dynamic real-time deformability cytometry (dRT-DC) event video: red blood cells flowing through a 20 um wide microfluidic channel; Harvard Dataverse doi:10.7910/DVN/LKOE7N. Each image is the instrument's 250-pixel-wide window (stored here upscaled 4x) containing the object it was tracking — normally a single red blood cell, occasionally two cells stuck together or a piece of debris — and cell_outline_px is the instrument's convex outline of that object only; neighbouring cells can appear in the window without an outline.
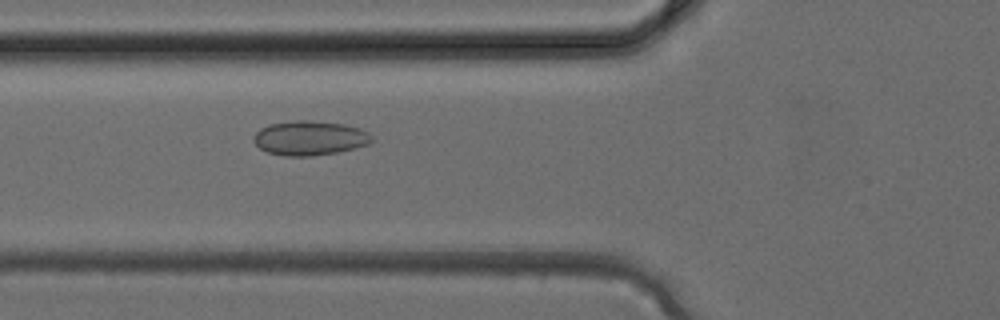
{"species": "common noctule bat (a hibernating species)", "species_latin": "Nyctalus noctula", "temperature_condition": "cold", "stored_images_in_passage": 38, "camera_frame_rate_fps": 3000, "um_per_image_px": 0.085, "animal": {"sex": "female", "body_mass_g": 24.6, "forearm_length_mm": 56.2}, "frame": {"image": 1, "passage_image": 14, "time_ms": 4.333, "image_size_px": [1000, 320], "cell_outline_px": [[372, 140], [368, 144], [336, 152], [312, 156], [284, 156], [268, 152], [260, 148], [252, 140], [252, 136], [260, 128], [268, 124], [296, 120], [308, 120], [344, 124], [360, 128], [368, 132], [372, 136]], "centroid_in_image_um": [26.28, 11.72], "position_along_channel_um": 99.5, "area_um2": 23.7}}
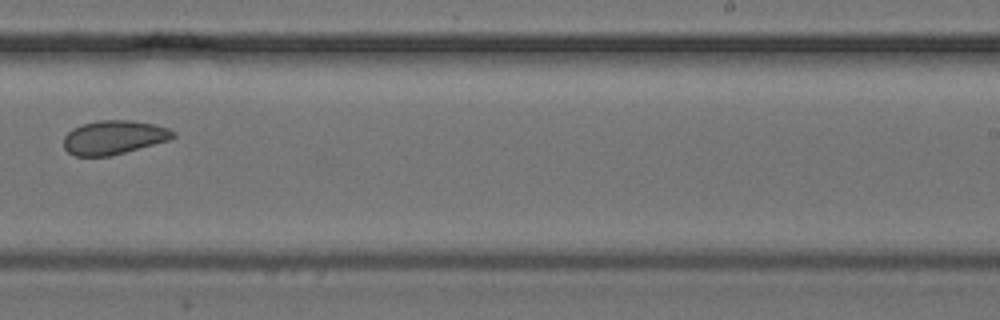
{"frame": {"image": 2, "passage_image": 24, "time_ms": 7.667, "image_size_px": [1000, 320], "cell_outline_px": [[176, 136], [168, 140], [124, 152], [108, 156], [76, 156], [68, 152], [64, 148], [64, 136], [72, 128], [84, 124], [100, 120], [128, 120], [152, 124], [168, 128], [176, 132]], "centroid_in_image_um": [9.66, 11.68], "position_along_channel_um": 279.3, "area_um2": 21.33}}
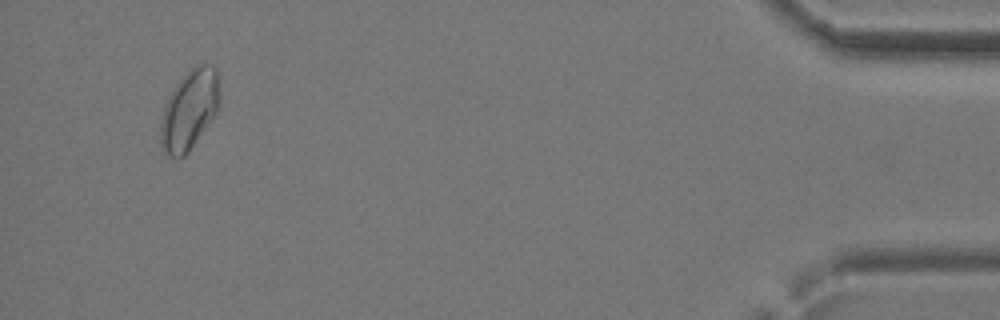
{"frame": {"image": 3, "passage_image": 36, "time_ms": 11.667, "image_size_px": [1000, 320], "cell_outline_px": [[216, 112], [188, 152], [184, 156], [168, 156], [160, 148], [160, 124], [164, 104], [172, 88], [196, 64], [216, 64]], "centroid_in_image_um": [16.02, 9.35], "position_along_channel_um": 419.2, "area_um2": 26.7}}